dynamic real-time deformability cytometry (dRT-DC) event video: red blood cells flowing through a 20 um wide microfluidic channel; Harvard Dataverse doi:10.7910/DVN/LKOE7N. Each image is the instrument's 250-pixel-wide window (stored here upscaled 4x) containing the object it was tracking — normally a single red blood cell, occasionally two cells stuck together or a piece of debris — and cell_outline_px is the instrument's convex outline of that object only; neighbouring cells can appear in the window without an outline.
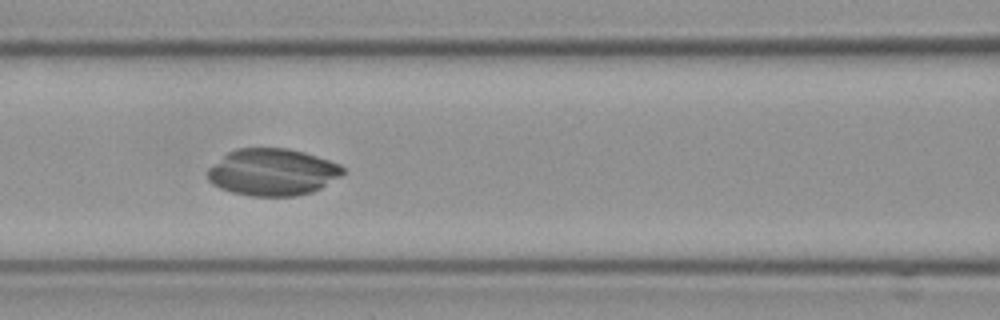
{"species": "Egyptian fruit bat (a non-hibernating species)", "species_latin": "Rousettus aegyptiacus", "temperature_condition": "cold", "stored_images_in_passage": 8, "camera_frame_rate_fps": 3000, "um_per_image_px": 0.085, "frame": {"image": 1, "passage_image": 8, "time_ms": 2.333, "image_size_px": [1000, 320], "cell_outline_px": [[344, 172], [340, 176], [320, 188], [312, 192], [296, 196], [252, 196], [232, 192], [220, 188], [212, 184], [208, 180], [208, 168], [228, 152], [236, 148], [288, 148], [304, 152], [340, 164], [344, 168]], "centroid_in_image_um": [23.15, 14.63], "position_along_channel_um": 143.5, "area_um2": 36.93}}